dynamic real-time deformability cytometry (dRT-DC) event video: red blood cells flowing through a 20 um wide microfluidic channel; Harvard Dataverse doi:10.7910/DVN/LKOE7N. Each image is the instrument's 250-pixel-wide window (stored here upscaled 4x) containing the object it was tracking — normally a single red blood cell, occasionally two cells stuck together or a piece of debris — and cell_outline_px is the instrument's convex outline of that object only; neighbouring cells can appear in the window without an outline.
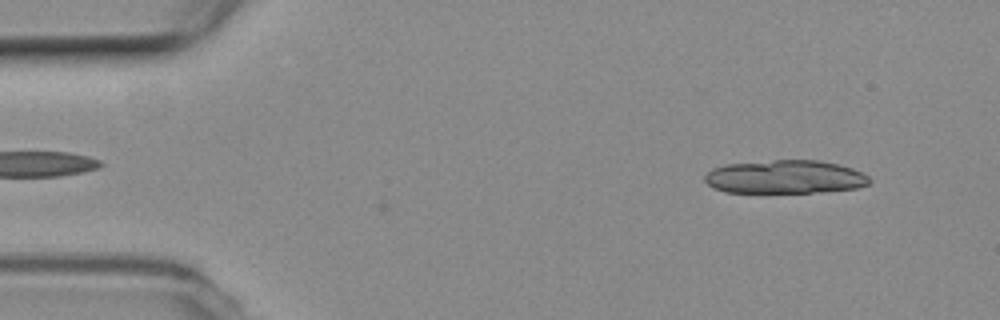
{"species": "common noctule bat (a hibernating species)", "species_latin": "Nyctalus noctula", "temperature_condition": "room temperature", "stored_images_in_passage": 22, "camera_frame_rate_fps": 3000, "um_per_image_px": 0.085, "animal": {"sex": "female", "body_mass_g": 19.3, "forearm_length_mm": 54.1}, "frame": {"image": 1, "passage_image": 4, "time_ms": 1.0, "image_size_px": [1000, 320], "cell_outline_px": [[872, 180], [868, 184], [856, 188], [812, 192], [724, 192], [708, 184], [704, 180], [704, 176], [712, 168], [724, 164], [776, 160], [820, 160], [840, 164], [852, 168], [868, 176]], "centroid_in_image_um": [66.72, 15.02], "position_along_channel_um": 18.3, "area_um2": 31.96}}
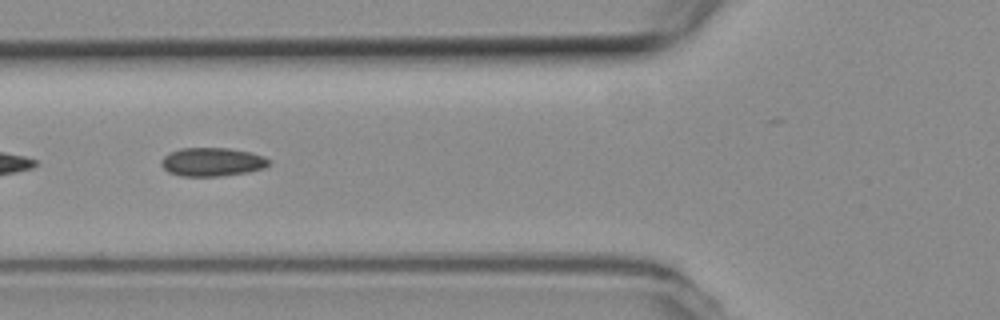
{"frame": {"image": 2, "passage_image": 19, "time_ms": 6.0, "image_size_px": [1000, 320], "cell_outline_px": [[272, 160], [264, 168], [248, 172], [220, 176], [180, 176], [168, 172], [160, 164], [160, 160], [168, 152], [180, 148], [228, 148], [248, 152], [264, 156]], "centroid_in_image_um": [18.0, 13.76], "position_along_channel_um": 107.8, "area_um2": 18.03}}